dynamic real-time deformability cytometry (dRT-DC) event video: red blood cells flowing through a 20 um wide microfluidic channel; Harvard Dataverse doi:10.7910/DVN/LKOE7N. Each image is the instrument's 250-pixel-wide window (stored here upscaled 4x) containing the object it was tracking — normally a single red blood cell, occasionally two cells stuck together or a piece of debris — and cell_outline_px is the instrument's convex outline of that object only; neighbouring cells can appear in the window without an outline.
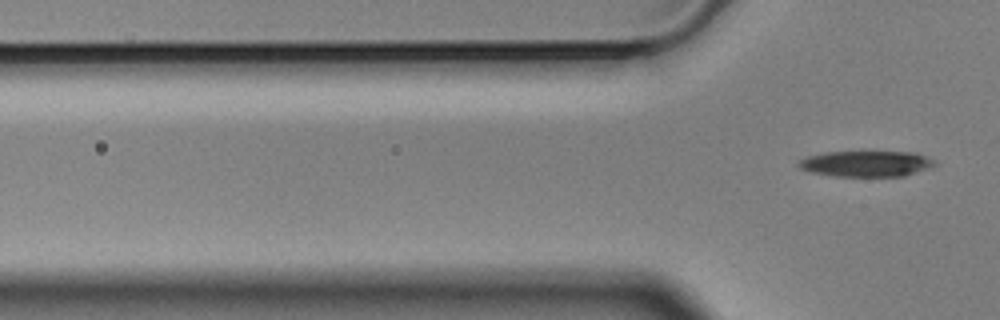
{"species": "Egyptian fruit bat (a non-hibernating species)", "species_latin": "Rousettus aegyptiacus", "temperature_condition": "cold", "stored_images_in_passage": 6, "segment_of_instrument_passage": [2, 2], "camera_frame_rate_fps": 3000, "um_per_image_px": 0.085, "animal": {"sex": "male"}, "frame": {"image": 1, "passage_image": 6, "time_ms": 1.667, "image_size_px": [1000, 320], "cell_outline_px": [[936, 164], [932, 168], [904, 176], [832, 176], [812, 172], [800, 168], [796, 164], [800, 160], [808, 156], [824, 152], [916, 152], [928, 156], [936, 160]], "centroid_in_image_um": [73.69, 13.91], "position_along_channel_um": 52.1, "area_um2": 20.69}}